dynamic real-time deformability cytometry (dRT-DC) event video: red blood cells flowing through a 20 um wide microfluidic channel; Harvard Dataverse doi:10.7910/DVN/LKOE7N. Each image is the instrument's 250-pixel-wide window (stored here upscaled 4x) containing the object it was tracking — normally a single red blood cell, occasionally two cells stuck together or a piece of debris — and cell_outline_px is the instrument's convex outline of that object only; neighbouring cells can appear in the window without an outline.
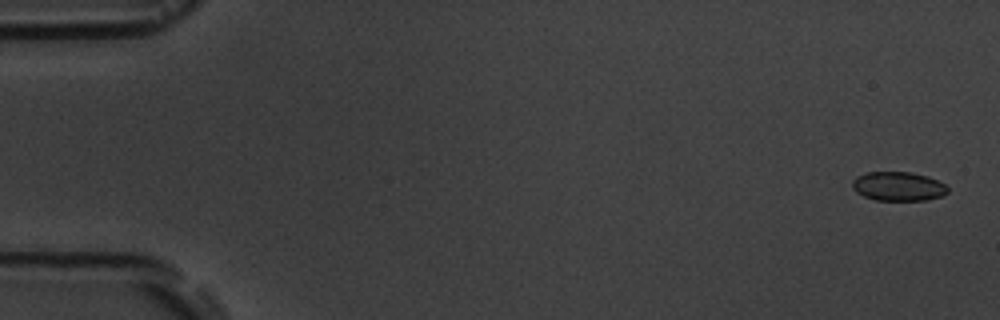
{"species": "common noctule bat (a hibernating species)", "species_latin": "Nyctalus noctula", "temperature_condition": "room temperature", "stored_images_in_passage": 5, "camera_frame_rate_fps": 3000, "um_per_image_px": 0.085, "animal": {"sex": "male", "body_mass_g": 19.5, "forearm_length_mm": 54.6}, "frame": {"image": 1, "passage_image": 1, "time_ms": 0.0, "image_size_px": [1000, 320], "cell_outline_px": [[948, 192], [940, 196], [928, 200], [876, 200], [864, 196], [856, 192], [852, 188], [852, 180], [856, 176], [868, 172], [912, 172], [928, 176], [944, 184], [948, 188]], "centroid_in_image_um": [76.33, 15.83], "position_along_channel_um": 8.7, "area_um2": 16.18}}